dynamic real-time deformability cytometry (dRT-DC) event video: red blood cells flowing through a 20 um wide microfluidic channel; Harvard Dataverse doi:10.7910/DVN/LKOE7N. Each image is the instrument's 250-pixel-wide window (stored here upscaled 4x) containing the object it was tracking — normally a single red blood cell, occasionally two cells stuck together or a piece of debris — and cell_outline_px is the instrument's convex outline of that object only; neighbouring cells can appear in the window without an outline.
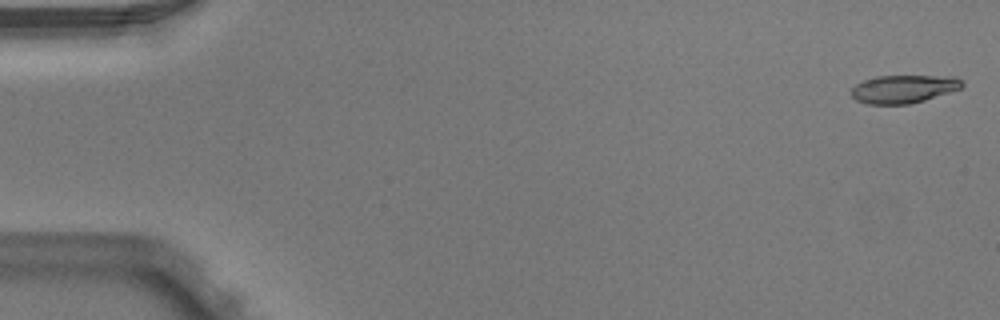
{"species": "Egyptian fruit bat (a non-hibernating species)", "species_latin": "Rousettus aegyptiacus", "temperature_condition": "warm", "stored_images_in_passage": 6, "camera_frame_rate_fps": 3000, "um_per_image_px": 0.085, "animal": {"sex": "male"}, "frame": {"image": 1, "passage_image": 1, "time_ms": 0.0, "image_size_px": [1000, 320], "cell_outline_px": [[964, 84], [960, 88], [924, 100], [908, 104], [868, 104], [856, 100], [852, 96], [852, 88], [856, 84], [864, 80], [876, 76], [956, 76]], "centroid_in_image_um": [76.78, 7.55], "position_along_channel_um": 8.2, "area_um2": 17.92}}
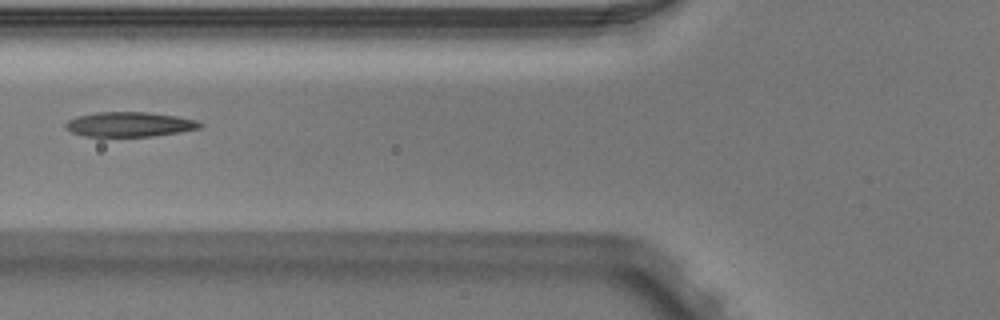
{"frame": {"image": 2, "passage_image": 5, "time_ms": 1.333, "image_size_px": [1000, 320], "cell_outline_px": [[204, 124], [200, 128], [180, 132], [152, 136], [84, 136], [72, 132], [64, 128], [64, 124], [68, 120], [80, 116], [96, 112], [148, 112], [176, 116], [196, 120]], "centroid_in_image_um": [11.01, 10.57], "position_along_channel_um": 114.8, "area_um2": 19.31}}
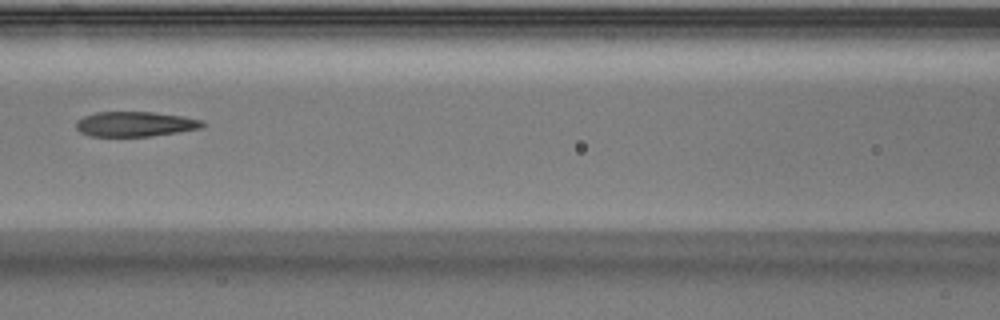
{"frame": {"image": 3, "passage_image": 6, "time_ms": 1.667, "image_size_px": [1000, 320], "cell_outline_px": [[204, 128], [152, 136], [92, 136], [80, 132], [76, 128], [76, 120], [84, 116], [96, 112], [152, 112], [184, 116], [204, 120]], "centroid_in_image_um": [11.52, 10.54], "position_along_channel_um": 155.1, "area_um2": 18.5}}